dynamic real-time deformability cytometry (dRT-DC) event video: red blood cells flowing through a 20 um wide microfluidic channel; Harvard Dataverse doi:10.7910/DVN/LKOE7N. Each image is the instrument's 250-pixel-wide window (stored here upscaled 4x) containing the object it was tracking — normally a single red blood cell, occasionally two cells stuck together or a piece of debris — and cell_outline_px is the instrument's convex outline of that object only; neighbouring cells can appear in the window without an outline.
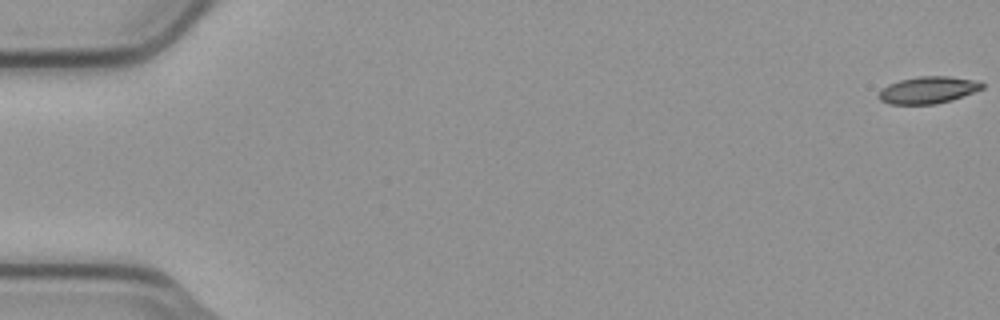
{"species": "common noctule bat (a hibernating species)", "species_latin": "Nyctalus noctula", "temperature_condition": "cold", "stored_images_in_passage": 5, "camera_frame_rate_fps": 3000, "um_per_image_px": 0.085, "animal": {"sex": "male", "body_mass_g": 23.1, "forearm_length_mm": 52.7}, "frame": {"image": 1, "passage_image": 1, "time_ms": 0.0, "image_size_px": [1000, 320], "cell_outline_px": [[984, 88], [964, 96], [952, 100], [936, 104], [888, 104], [880, 100], [876, 96], [880, 88], [888, 84], [900, 80], [920, 76], [948, 76], [972, 80], [984, 84]], "centroid_in_image_um": [78.83, 7.66], "position_along_channel_um": 6.2, "area_um2": 16.36}}
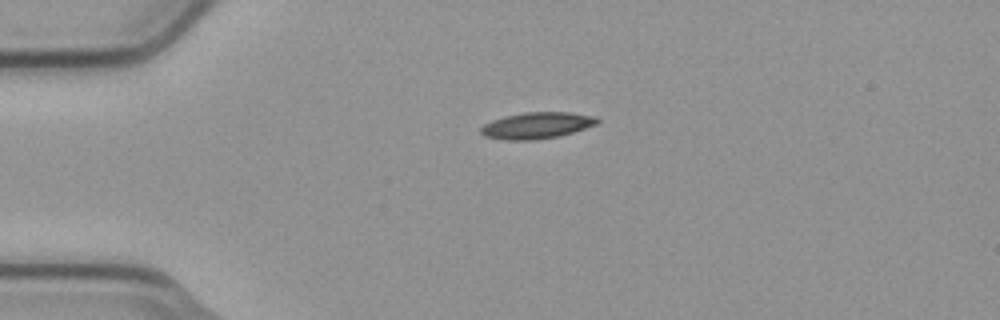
{"frame": {"image": 2, "passage_image": 4, "time_ms": 1.0, "image_size_px": [1000, 320], "cell_outline_px": [[600, 120], [596, 124], [572, 132], [556, 136], [532, 140], [508, 140], [484, 136], [480, 132], [480, 128], [484, 124], [492, 120], [504, 116], [524, 112], [568, 112], [596, 116]], "centroid_in_image_um": [45.6, 10.65], "position_along_channel_um": 39.4, "area_um2": 17.74}}